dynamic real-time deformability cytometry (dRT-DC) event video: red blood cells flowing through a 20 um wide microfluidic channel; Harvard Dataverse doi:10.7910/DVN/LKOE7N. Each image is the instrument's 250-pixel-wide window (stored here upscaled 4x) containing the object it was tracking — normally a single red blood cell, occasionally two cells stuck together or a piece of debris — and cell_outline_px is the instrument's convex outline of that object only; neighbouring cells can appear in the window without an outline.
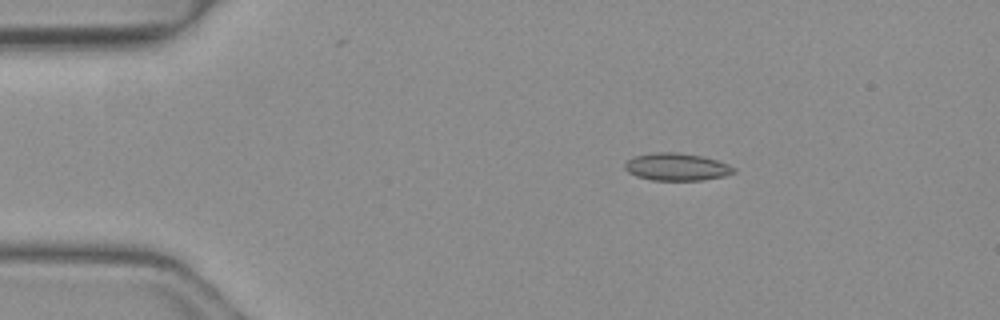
{"species": "common noctule bat (a hibernating species)", "species_latin": "Nyctalus noctula", "temperature_condition": "warm", "stored_images_in_passage": 42, "camera_frame_rate_fps": 3000, "um_per_image_px": 0.085, "animal": {"sex": "female", "body_mass_g": 19.3, "forearm_length_mm": 54.1}, "frame": {"image": 1, "passage_image": 1, "time_ms": 0.0, "image_size_px": [1000, 320], "cell_outline_px": [[736, 172], [724, 176], [700, 180], [652, 180], [636, 176], [628, 172], [624, 168], [624, 164], [632, 156], [656, 152], [676, 152], [704, 156], [728, 164], [736, 168]], "centroid_in_image_um": [57.51, 14.18], "position_along_channel_um": 27.5, "area_um2": 17.51}}
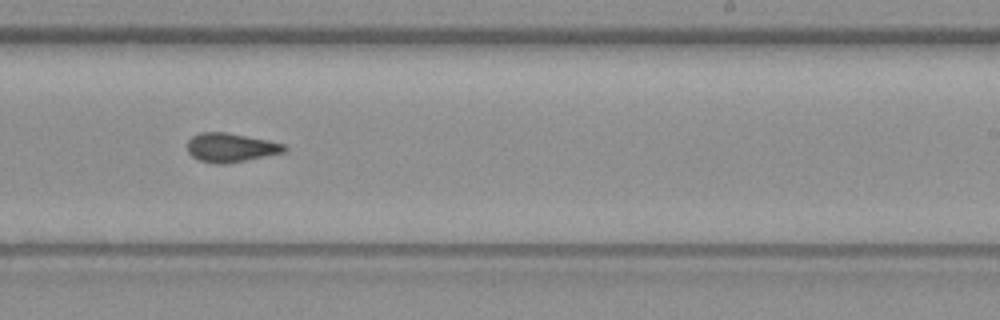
{"frame": {"image": 2, "passage_image": 23, "time_ms": 7.333, "image_size_px": [1000, 320], "cell_outline_px": [[288, 148], [284, 152], [224, 164], [216, 164], [200, 160], [192, 156], [188, 152], [188, 140], [192, 136], [200, 132], [224, 132], [268, 140], [284, 144]], "centroid_in_image_um": [19.59, 12.53], "position_along_channel_um": 269.4, "area_um2": 16.13}}
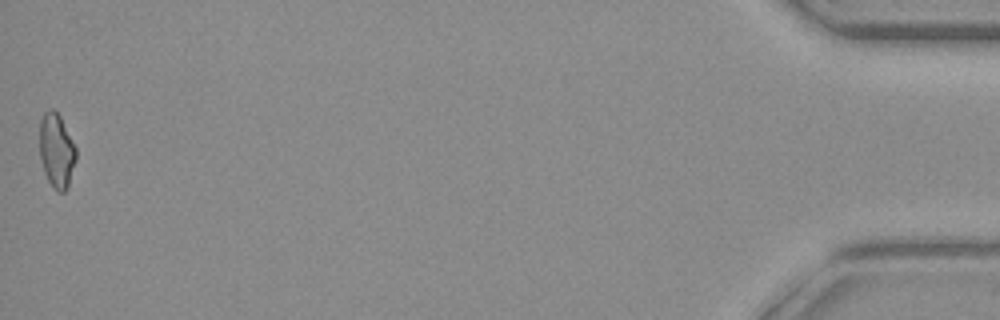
{"frame": {"image": 3, "passage_image": 42, "time_ms": 13.667, "image_size_px": [1000, 320], "cell_outline_px": [[76, 160], [68, 188], [64, 192], [56, 192], [52, 188], [44, 172], [40, 160], [40, 120], [44, 112], [48, 108], [52, 108], [60, 116], [76, 148]], "centroid_in_image_um": [4.8, 12.83], "position_along_channel_um": 430.4, "area_um2": 15.95}, "authors_computed_cell_mechanics": {"area_um2": 16.184, "velocity_mm_per_s": 4.1573, "shape_relaxation_time_tau1_ms": null, "shape_relaxation_time_tau2_ms": 3.2721, "deformation_change_tau1": null, "deformation_change_tau2": 0.097}}